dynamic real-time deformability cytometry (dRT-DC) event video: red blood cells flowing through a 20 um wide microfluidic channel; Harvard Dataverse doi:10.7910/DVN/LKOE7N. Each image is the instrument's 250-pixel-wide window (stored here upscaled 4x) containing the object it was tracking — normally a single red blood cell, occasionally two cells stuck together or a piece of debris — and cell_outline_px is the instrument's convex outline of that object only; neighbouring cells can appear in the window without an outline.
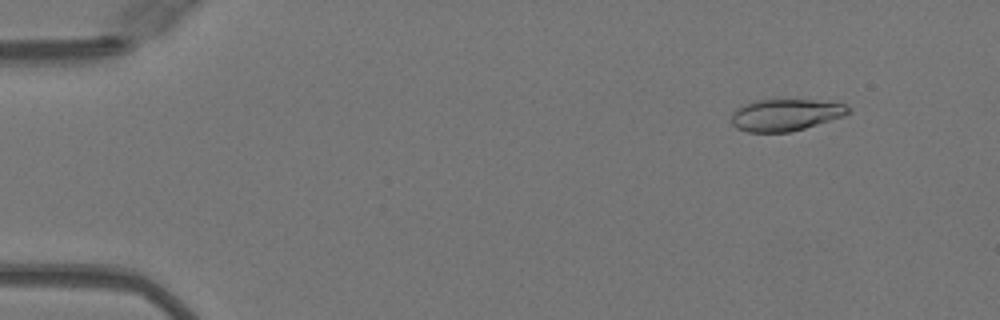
{"species": "Egyptian fruit bat (a non-hibernating species)", "species_latin": "Rousettus aegyptiacus", "temperature_condition": "warm", "stored_images_in_passage": 9, "camera_frame_rate_fps": 3000, "um_per_image_px": 0.085, "animal": {"sex": "female"}, "frame": {"image": 1, "passage_image": 6, "time_ms": 1.667, "image_size_px": [1000, 320], "cell_outline_px": [[852, 108], [844, 116], [792, 132], [748, 132], [736, 128], [732, 124], [732, 112], [736, 108], [756, 100], [812, 100], [844, 104]], "centroid_in_image_um": [66.75, 9.78], "position_along_channel_um": 18.2, "area_um2": 21.56}}